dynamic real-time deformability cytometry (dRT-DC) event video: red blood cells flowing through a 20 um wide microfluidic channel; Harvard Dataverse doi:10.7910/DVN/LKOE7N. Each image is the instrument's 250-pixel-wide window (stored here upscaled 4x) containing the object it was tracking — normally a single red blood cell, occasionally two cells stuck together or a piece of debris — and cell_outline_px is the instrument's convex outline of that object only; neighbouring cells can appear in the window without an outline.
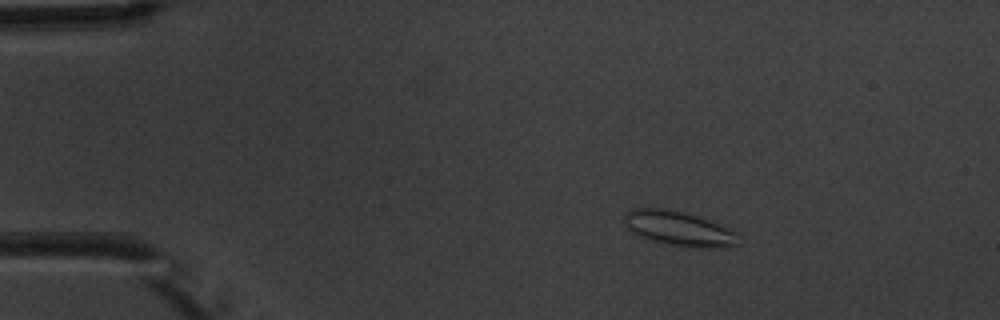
{"species": "common noctule bat (a hibernating species)", "species_latin": "Nyctalus noctula", "temperature_condition": "warm", "stored_images_in_passage": 5, "camera_frame_rate_fps": 3000, "um_per_image_px": 0.085, "animal": {"sex": "male", "body_mass_g": 20.1, "forearm_length_mm": 53.5}, "frame": {"image": 1, "passage_image": 3, "time_ms": 2.333, "image_size_px": [1000, 320], "cell_outline_px": [[740, 244], [724, 248], [700, 248], [664, 244], [648, 240], [632, 232], [628, 228], [624, 220], [624, 216], [632, 208], [668, 208], [684, 212], [708, 220], [728, 228], [736, 232]], "centroid_in_image_um": [57.71, 19.44], "position_along_channel_um": 27.3, "area_um2": 23.18}}